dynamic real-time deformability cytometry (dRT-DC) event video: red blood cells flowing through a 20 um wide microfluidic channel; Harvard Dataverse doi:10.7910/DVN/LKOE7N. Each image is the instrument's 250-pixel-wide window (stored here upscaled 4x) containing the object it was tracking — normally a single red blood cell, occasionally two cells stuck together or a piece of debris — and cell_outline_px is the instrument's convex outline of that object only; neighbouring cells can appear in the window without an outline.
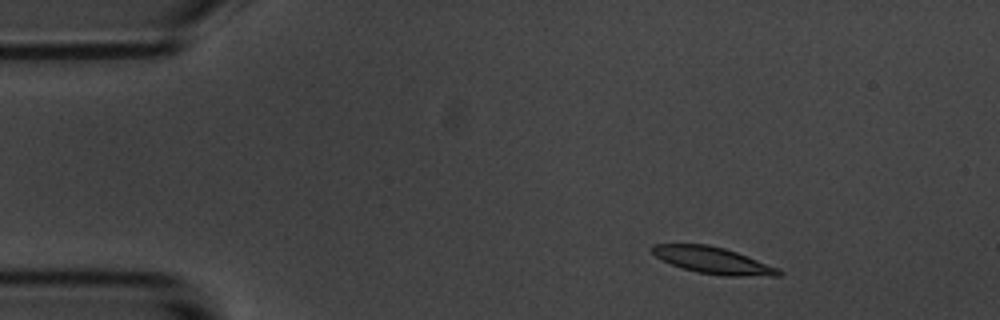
{"species": "common noctule bat (a hibernating species)", "species_latin": "Nyctalus noctula", "temperature_condition": "room temperature", "stored_images_in_passage": 50, "camera_frame_rate_fps": 3000, "um_per_image_px": 0.085, "animal": {"sex": "male", "body_mass_g": 20.1, "forearm_length_mm": 53.5}, "frame": {"image": 1, "passage_image": 1, "time_ms": 0.0, "image_size_px": [1000, 320], "cell_outline_px": [[784, 272], [780, 276], [724, 276], [696, 272], [680, 268], [656, 256], [652, 252], [652, 244], [708, 244], [724, 248], [736, 252], [780, 268]], "centroid_in_image_um": [60.65, 22.14], "position_along_channel_um": 24.3, "area_um2": 19.71}}
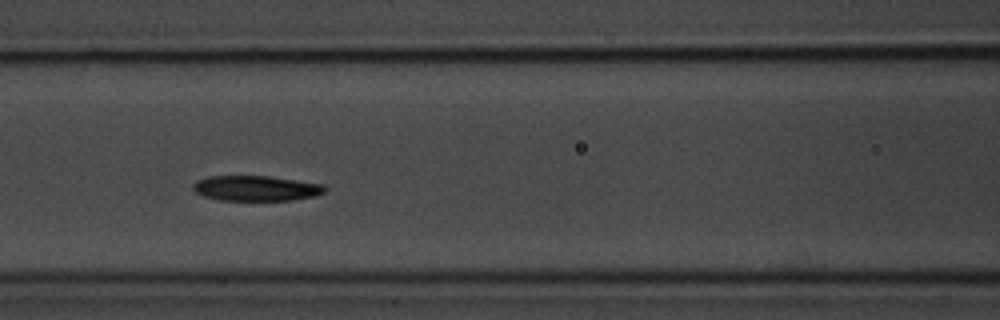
{"frame": {"image": 2, "passage_image": 17, "time_ms": 5.333, "image_size_px": [1000, 320], "cell_outline_px": [[328, 188], [324, 192], [316, 196], [292, 200], [220, 200], [204, 196], [196, 192], [192, 188], [192, 184], [196, 180], [208, 176], [268, 176], [324, 184]], "centroid_in_image_um": [21.77, 16.0], "position_along_channel_um": 144.8, "area_um2": 19.48}}
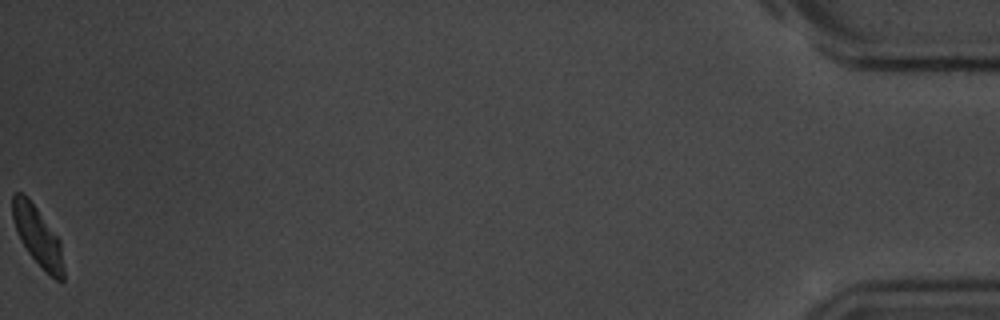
{"frame": {"image": 3, "passage_image": 50, "time_ms": 16.333, "image_size_px": [1000, 320], "cell_outline_px": [[64, 280], [56, 280], [28, 252], [20, 240], [16, 232], [12, 216], [12, 196], [16, 192], [24, 192], [28, 196], [60, 240], [64, 268]], "centroid_in_image_um": [3.18, 20.01], "position_along_channel_um": 432.0, "area_um2": 17.46}, "authors_computed_cell_mechanics": {"area_um2": 19.7965, "velocity_mm_per_s": 3.5193, "shape_relaxation_time_tau1_ms": 3.4819, "shape_relaxation_time_tau2_ms": null, "deformation_change_tau1": 0.144, "deformation_change_tau2": null}}